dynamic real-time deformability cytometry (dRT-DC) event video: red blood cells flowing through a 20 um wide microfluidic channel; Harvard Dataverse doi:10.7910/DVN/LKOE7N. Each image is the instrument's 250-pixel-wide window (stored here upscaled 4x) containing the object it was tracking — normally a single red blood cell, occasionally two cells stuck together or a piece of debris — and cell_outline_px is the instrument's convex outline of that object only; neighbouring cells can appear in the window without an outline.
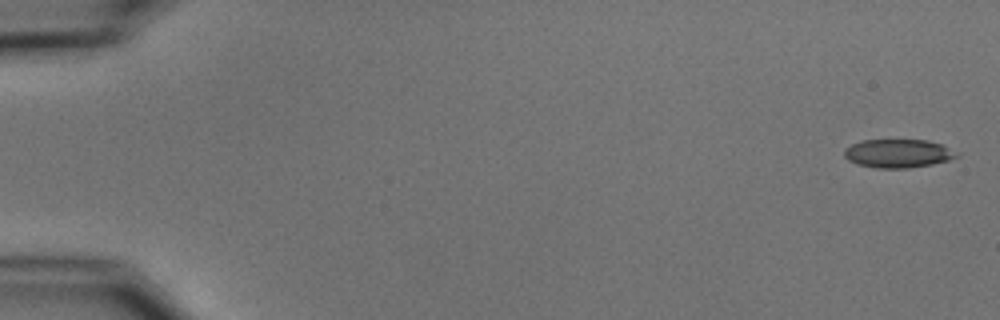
{"species": "common noctule bat (a hibernating species)", "species_latin": "Nyctalus noctula", "temperature_condition": "cold", "stored_images_in_passage": 5, "camera_frame_rate_fps": 3000, "um_per_image_px": 0.085, "animal": {"sex": "male", "body_mass_g": 15.6}, "frame": {"image": 1, "passage_image": 1, "time_ms": 0.0, "image_size_px": [1000, 320], "cell_outline_px": [[960, 156], [948, 160], [932, 164], [908, 168], [876, 168], [856, 164], [848, 160], [844, 156], [844, 148], [860, 140], [928, 140], [940, 144], [960, 152]], "centroid_in_image_um": [76.34, 13.04], "position_along_channel_um": 8.7, "area_um2": 18.84}}
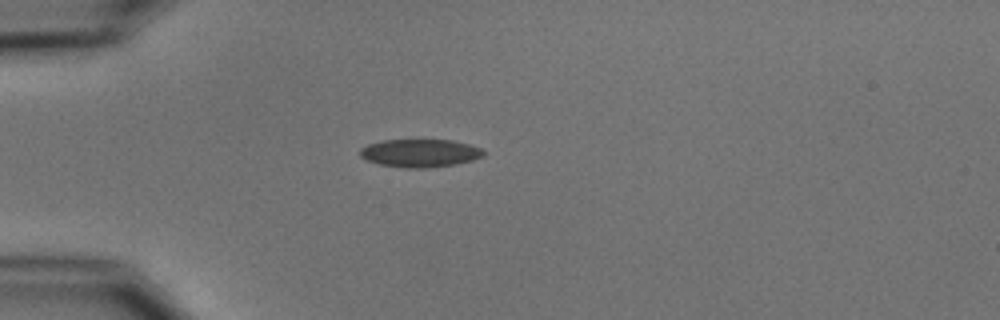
{"frame": {"image": 2, "passage_image": 5, "time_ms": 4.667, "image_size_px": [1000, 320], "cell_outline_px": [[484, 156], [472, 160], [456, 164], [424, 168], [404, 168], [380, 164], [368, 160], [360, 156], [360, 148], [368, 144], [380, 140], [452, 140], [468, 144], [480, 148], [484, 152]], "centroid_in_image_um": [35.68, 13.01], "position_along_channel_um": 49.3, "area_um2": 20.06}}